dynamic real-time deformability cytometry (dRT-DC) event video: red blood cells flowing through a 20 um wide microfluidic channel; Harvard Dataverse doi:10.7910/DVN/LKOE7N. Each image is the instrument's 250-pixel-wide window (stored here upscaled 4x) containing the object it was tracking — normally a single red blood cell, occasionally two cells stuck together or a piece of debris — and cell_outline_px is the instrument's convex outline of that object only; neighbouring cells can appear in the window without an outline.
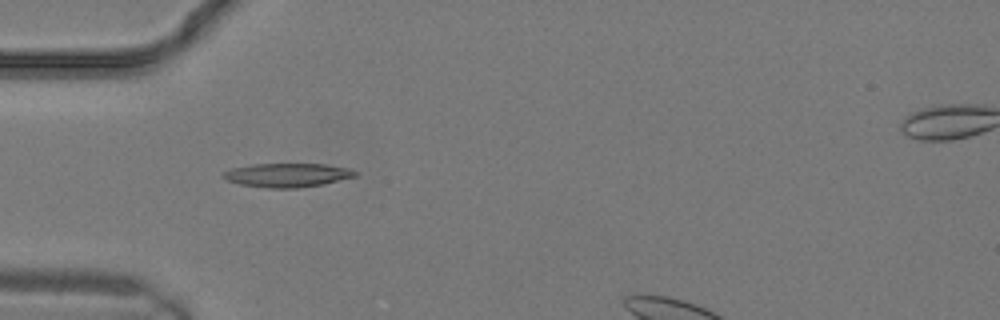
{"species": "common noctule bat (a hibernating species)", "species_latin": "Nyctalus noctula", "temperature_condition": "warm", "stored_images_in_passage": 4, "camera_frame_rate_fps": 3000, "um_per_image_px": 0.085, "animal": {"sex": "male", "body_mass_g": 19.2, "forearm_length_mm": 51.8}, "frame": {"image": 1, "passage_image": 1, "time_ms": 0.0, "image_size_px": [1000, 320], "cell_outline_px": [[356, 176], [324, 184], [296, 188], [264, 188], [240, 184], [228, 180], [220, 176], [224, 172], [232, 168], [252, 164], [324, 164], [348, 168], [356, 172]], "centroid_in_image_um": [24.39, 14.89], "position_along_channel_um": 60.6, "area_um2": 18.26}}
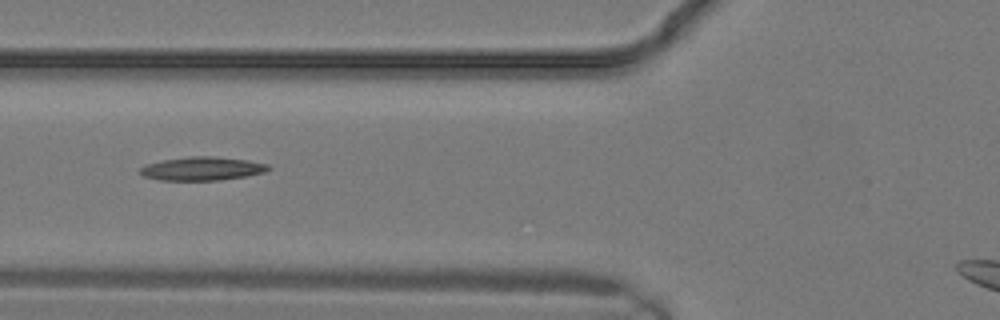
{"frame": {"image": 2, "passage_image": 3, "time_ms": 0.667, "image_size_px": [1000, 320], "cell_outline_px": [[272, 168], [264, 172], [248, 176], [220, 180], [160, 180], [144, 176], [140, 172], [140, 168], [144, 164], [164, 160], [188, 156], [212, 156], [248, 160], [268, 164]], "centroid_in_image_um": [17.2, 14.33], "position_along_channel_um": 108.6, "area_um2": 17.63}}